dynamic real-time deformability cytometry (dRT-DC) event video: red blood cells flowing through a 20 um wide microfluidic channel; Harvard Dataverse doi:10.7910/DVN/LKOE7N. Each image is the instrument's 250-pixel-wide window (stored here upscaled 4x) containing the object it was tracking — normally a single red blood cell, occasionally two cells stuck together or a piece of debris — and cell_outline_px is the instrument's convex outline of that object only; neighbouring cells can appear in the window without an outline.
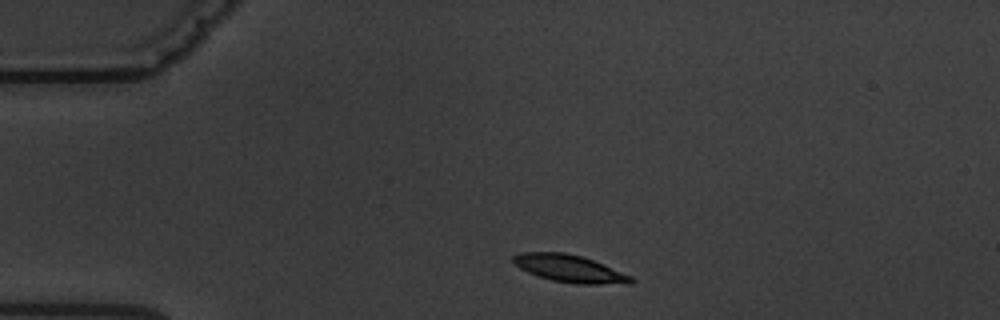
{"species": "common noctule bat (a hibernating species)", "species_latin": "Nyctalus noctula", "temperature_condition": "warm", "stored_images_in_passage": 4, "camera_frame_rate_fps": 3000, "um_per_image_px": 0.085, "animal": {"sex": "male", "body_mass_g": 19.5, "forearm_length_mm": 54.6}, "frame": {"image": 1, "passage_image": 1, "time_ms": 0.0, "image_size_px": [1000, 320], "cell_outline_px": [[636, 280], [632, 284], [576, 284], [552, 280], [528, 272], [520, 268], [512, 260], [512, 256], [520, 252], [564, 252], [580, 256], [592, 260], [632, 276]], "centroid_in_image_um": [48.44, 22.83], "position_along_channel_um": 36.6, "area_um2": 18.67}}
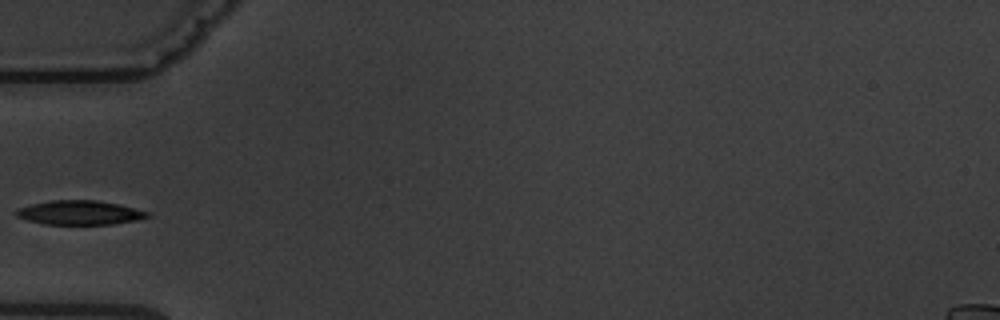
{"frame": {"image": 2, "passage_image": 3, "time_ms": 2.333, "image_size_px": [1000, 320], "cell_outline_px": [[152, 216], [136, 220], [112, 224], [44, 224], [28, 220], [16, 216], [12, 212], [16, 208], [48, 200], [96, 200], [120, 204], [152, 212]], "centroid_in_image_um": [6.78, 18.06], "position_along_channel_um": 78.2, "area_um2": 18.79}}
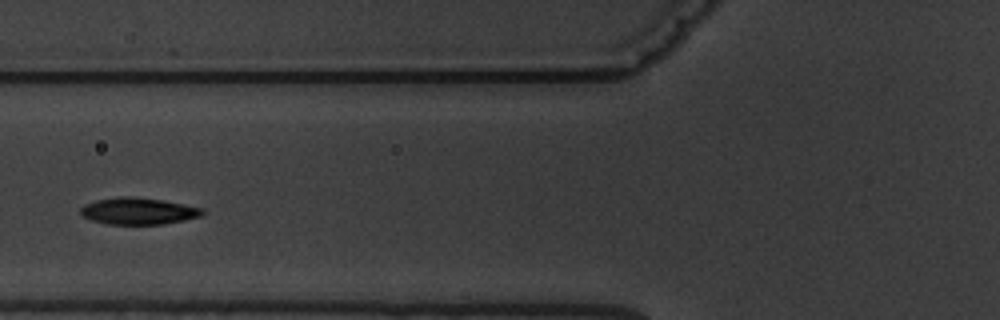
{"frame": {"image": 3, "passage_image": 4, "time_ms": 3.333, "image_size_px": [1000, 320], "cell_outline_px": [[204, 212], [200, 216], [184, 220], [160, 224], [108, 224], [92, 220], [84, 216], [80, 212], [80, 208], [84, 204], [96, 200], [120, 196], [132, 196], [164, 200], [204, 208]], "centroid_in_image_um": [11.76, 17.93], "position_along_channel_um": 114.0, "area_um2": 18.96}}